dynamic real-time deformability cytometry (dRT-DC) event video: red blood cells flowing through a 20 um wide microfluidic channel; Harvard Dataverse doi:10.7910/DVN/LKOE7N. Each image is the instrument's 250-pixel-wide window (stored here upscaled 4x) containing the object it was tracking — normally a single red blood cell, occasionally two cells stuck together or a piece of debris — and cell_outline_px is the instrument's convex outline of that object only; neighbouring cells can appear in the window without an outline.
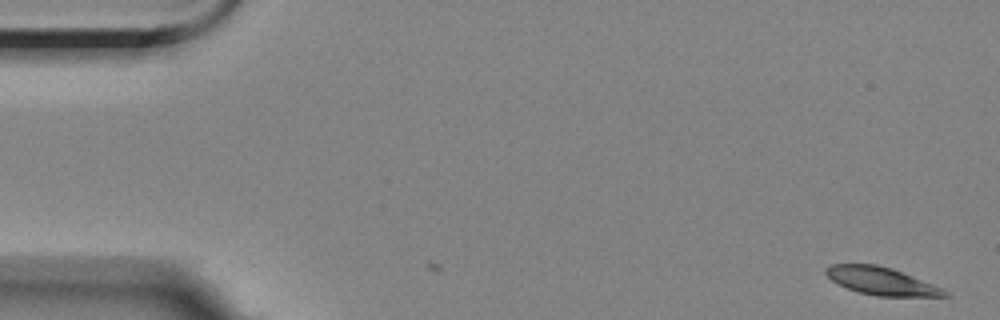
{"species": "Egyptian fruit bat (a non-hibernating species)", "species_latin": "Rousettus aegyptiacus", "temperature_condition": "room temperature", "stored_images_in_passage": 16, "camera_frame_rate_fps": 3000, "um_per_image_px": 0.085, "animal": {"sex": "female"}, "frame": {"image": 1, "passage_image": 1, "time_ms": 0.0, "image_size_px": [1000, 320], "cell_outline_px": [[952, 296], [876, 296], [860, 292], [848, 288], [832, 280], [824, 272], [824, 268], [828, 264], [876, 264], [892, 268], [944, 288]], "centroid_in_image_um": [74.93, 23.88], "position_along_channel_um": 10.1, "area_um2": 19.13}}
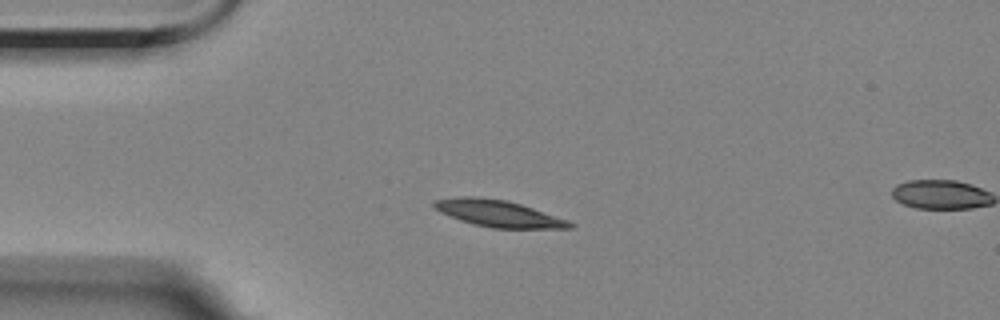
{"frame": {"image": 2, "passage_image": 13, "time_ms": 4.0, "image_size_px": [1000, 320], "cell_outline_px": [[576, 224], [572, 228], [492, 228], [472, 224], [460, 220], [440, 212], [432, 204], [436, 200], [460, 196], [476, 196], [508, 200], [568, 220]], "centroid_in_image_um": [42.36, 18.14], "position_along_channel_um": 42.6, "area_um2": 20.98}}